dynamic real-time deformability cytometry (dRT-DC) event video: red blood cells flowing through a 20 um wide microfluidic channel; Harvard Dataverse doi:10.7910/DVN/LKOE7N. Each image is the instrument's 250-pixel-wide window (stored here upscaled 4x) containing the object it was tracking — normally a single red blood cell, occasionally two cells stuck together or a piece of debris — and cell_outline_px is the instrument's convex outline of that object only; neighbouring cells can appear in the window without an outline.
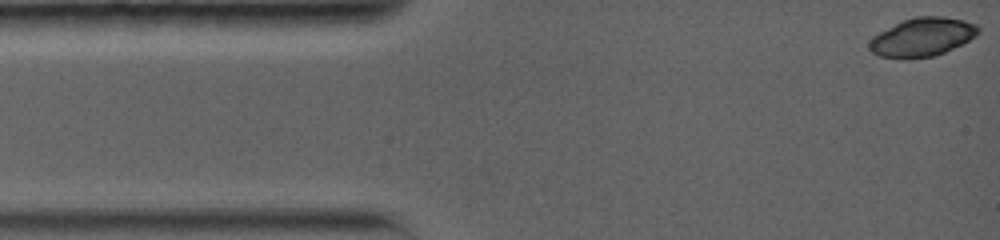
{"species": "common noctule bat (a hibernating species)", "species_latin": "Nyctalus noctula", "temperature_condition": "warm", "stored_images_in_passage": 7, "camera_frame_rate_fps": 5000, "um_per_image_px": 0.085, "animal": {"sex": "female", "body_mass_g": 19.0, "forearm_length_mm": 56.7}, "frame": {"image": 1, "passage_image": 1, "time_ms": 0.0, "image_size_px": [1000, 240], "cell_outline_px": [[980, 32], [976, 36], [944, 52], [932, 56], [908, 60], [904, 60], [880, 56], [872, 52], [868, 48], [868, 44], [872, 36], [904, 20], [916, 16], [944, 16], [964, 20], [976, 24], [980, 28]], "centroid_in_image_um": [78.38, 3.17], "position_along_channel_um": 6.6, "area_um2": 24.57}}
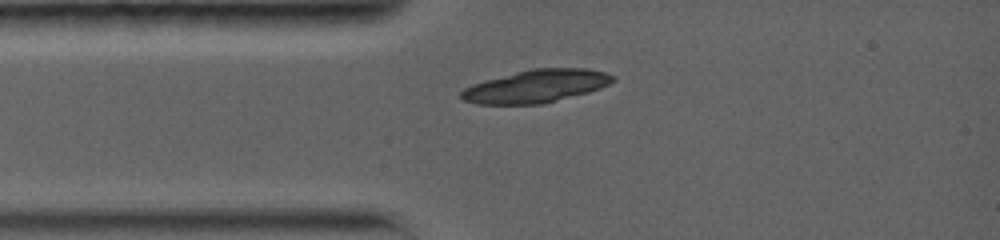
{"frame": {"image": 2, "passage_image": 7, "time_ms": 2.8, "image_size_px": [1000, 240], "cell_outline_px": [[616, 80], [600, 88], [588, 92], [544, 104], [476, 104], [464, 100], [460, 96], [460, 92], [464, 88], [472, 84], [484, 80], [532, 68], [588, 68], [604, 72], [616, 76]], "centroid_in_image_um": [45.58, 7.32], "position_along_channel_um": 39.4, "area_um2": 29.07}}